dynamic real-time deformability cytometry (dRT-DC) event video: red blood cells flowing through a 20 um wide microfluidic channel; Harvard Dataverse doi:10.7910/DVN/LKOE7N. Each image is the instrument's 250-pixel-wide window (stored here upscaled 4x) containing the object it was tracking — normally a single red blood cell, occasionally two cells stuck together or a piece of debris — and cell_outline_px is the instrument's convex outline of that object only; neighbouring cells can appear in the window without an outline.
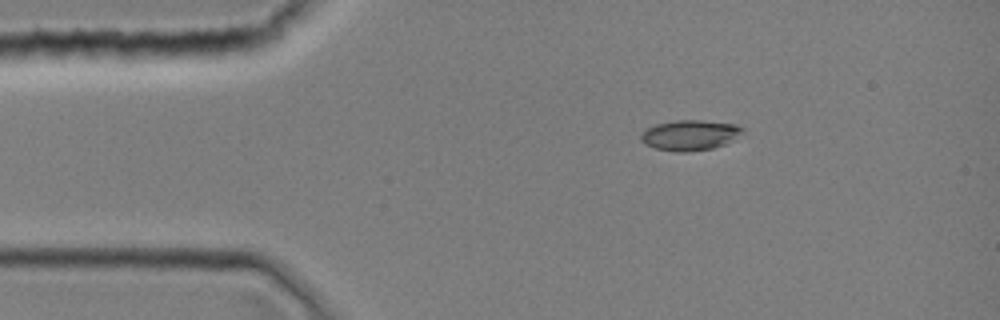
{"species": "common noctule bat (a hibernating species)", "species_latin": "Nyctalus noctula", "temperature_condition": "room temperature", "stored_images_in_passage": 1, "camera_frame_rate_fps": 3000, "um_per_image_px": 0.085, "animal": {"sex": "female", "body_mass_g": 19.0, "forearm_length_mm": 51.5}, "frame": {"image": 1, "passage_image": 1, "time_ms": 0.0, "image_size_px": [1000, 320], "cell_outline_px": [[744, 128], [732, 140], [724, 144], [712, 148], [684, 152], [676, 152], [656, 148], [644, 144], [640, 140], [640, 136], [648, 128], [656, 124], [676, 120], [700, 120], [736, 124]], "centroid_in_image_um": [58.61, 11.48], "position_along_channel_um": 26.4, "area_um2": 17.69}}